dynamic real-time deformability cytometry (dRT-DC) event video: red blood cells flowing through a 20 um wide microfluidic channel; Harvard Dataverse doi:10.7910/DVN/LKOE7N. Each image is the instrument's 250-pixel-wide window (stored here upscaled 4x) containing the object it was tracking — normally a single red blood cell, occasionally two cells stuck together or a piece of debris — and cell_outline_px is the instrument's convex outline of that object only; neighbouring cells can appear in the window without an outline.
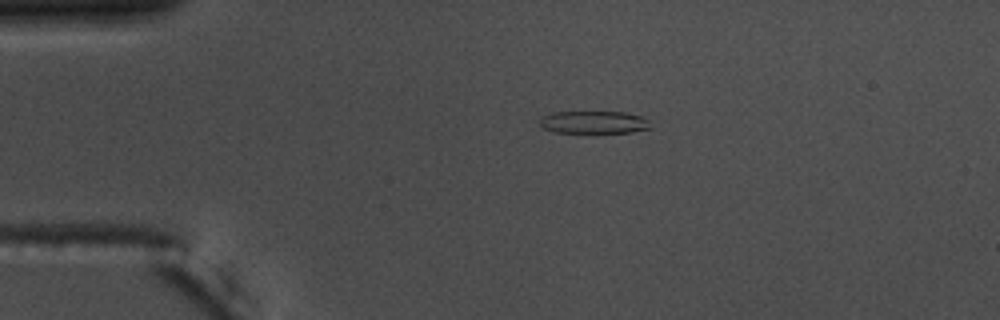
{"species": "common noctule bat (a hibernating species)", "species_latin": "Nyctalus noctula", "temperature_condition": "warm", "stored_images_in_passage": 44, "camera_frame_rate_fps": 3000, "um_per_image_px": 0.085, "animal": {"sex": "male", "body_mass_g": 17.5, "forearm_length_mm": 52.3}, "frame": {"image": 1, "passage_image": 1, "time_ms": 0.0, "image_size_px": [1000, 320], "cell_outline_px": [[652, 128], [632, 132], [596, 136], [556, 132], [540, 128], [540, 120], [544, 116], [552, 112], [624, 112], [640, 116], [648, 120]], "centroid_in_image_um": [50.48, 10.46], "position_along_channel_um": 34.5, "area_um2": 15.55}}
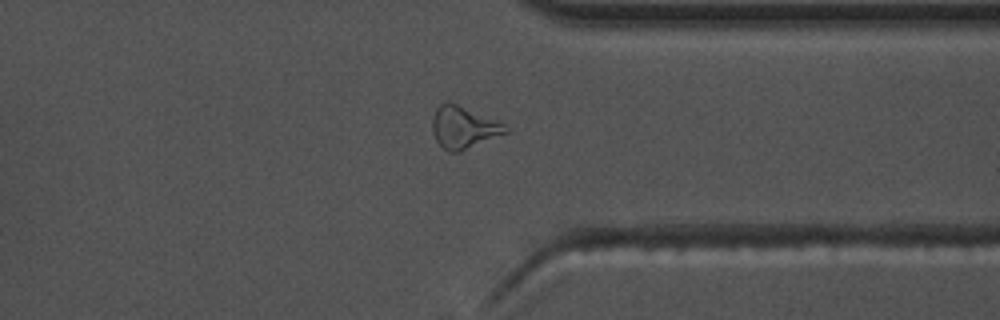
{"frame": {"image": 2, "passage_image": 32, "time_ms": 10.333, "image_size_px": [1000, 320], "cell_outline_px": [[508, 132], [460, 152], [448, 152], [436, 140], [432, 132], [432, 120], [436, 108], [440, 104], [448, 100], [504, 124], [508, 128]], "centroid_in_image_um": [39.37, 10.83], "position_along_channel_um": 372.0, "area_um2": 17.8}}
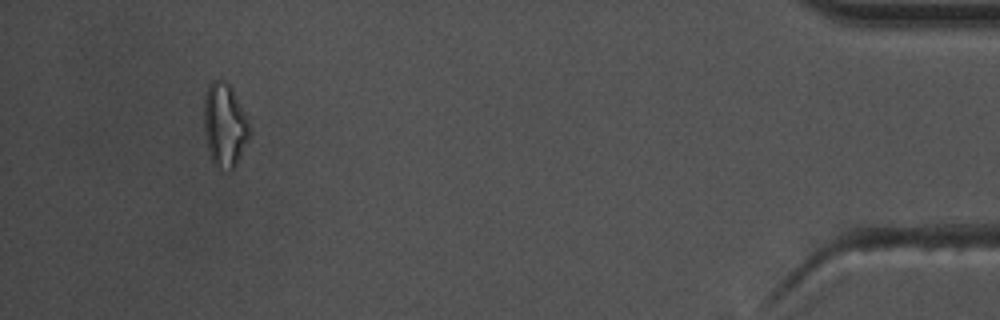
{"frame": {"image": 3, "passage_image": 41, "time_ms": 13.333, "image_size_px": [1000, 320], "cell_outline_px": [[252, 132], [232, 172], [228, 172], [216, 168], [212, 164], [208, 152], [204, 128], [204, 96], [208, 84], [212, 80], [224, 80], [232, 88], [248, 120]], "centroid_in_image_um": [19.09, 10.68], "position_along_channel_um": 416.1, "area_um2": 22.66}, "authors_computed_cell_mechanics": {"area_um2": 15.4904, "velocity_mm_per_s": 3.6922, "shape_relaxation_time_tau1_ms": null, "shape_relaxation_time_tau2_ms": 1.906, "deformation_change_tau1": null, "deformation_change_tau2": 0.1193}}